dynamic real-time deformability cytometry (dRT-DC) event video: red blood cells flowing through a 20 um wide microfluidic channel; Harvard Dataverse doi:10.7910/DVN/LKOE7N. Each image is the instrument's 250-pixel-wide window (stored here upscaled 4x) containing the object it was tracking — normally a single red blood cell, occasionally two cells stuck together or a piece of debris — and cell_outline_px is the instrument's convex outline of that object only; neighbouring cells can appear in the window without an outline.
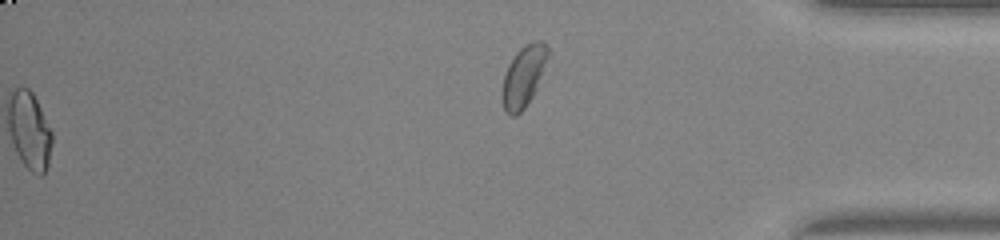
{"species": "common noctule bat (a hibernating species)", "species_latin": "Nyctalus noctula", "temperature_condition": "warm", "stored_images_in_passage": 44, "segment_of_instrument_passage": [2, 2], "camera_frame_rate_fps": 3000, "um_per_image_px": 0.085, "animal": {"sex": "male", "body_mass_g": 20.0, "forearm_length_mm": 53.3}, "frame": {"image": 1, "passage_image": 44, "time_ms": 14.333, "image_size_px": [1000, 240], "cell_outline_px": [[552, 52], [536, 88], [532, 96], [524, 108], [516, 116], [512, 116], [504, 108], [500, 96], [504, 76], [508, 64], [516, 52], [520, 48], [536, 40], [540, 40]], "centroid_in_image_um": [44.51, 6.46], "position_along_channel_um": 390.7, "area_um2": 16.36}}